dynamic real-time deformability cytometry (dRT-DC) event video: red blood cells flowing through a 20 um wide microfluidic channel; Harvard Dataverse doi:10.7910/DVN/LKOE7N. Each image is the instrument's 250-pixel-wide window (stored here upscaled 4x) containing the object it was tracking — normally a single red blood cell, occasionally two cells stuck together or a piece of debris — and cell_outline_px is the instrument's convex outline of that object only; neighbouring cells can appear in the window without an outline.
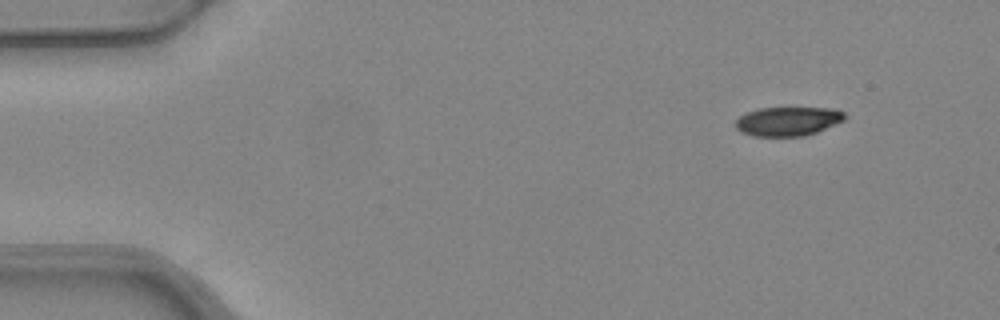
{"species": "common noctule bat (a hibernating species)", "species_latin": "Nyctalus noctula", "temperature_condition": "warm", "stored_images_in_passage": 4, "camera_frame_rate_fps": 3000, "um_per_image_px": 0.085, "animal": {"sex": "female", "body_mass_g": 24.6, "forearm_length_mm": 56.2}, "frame": {"image": 1, "passage_image": 2, "time_ms": 0.333, "image_size_px": [1000, 320], "cell_outline_px": [[848, 116], [844, 120], [816, 132], [804, 136], [752, 136], [740, 132], [736, 128], [736, 120], [740, 116], [748, 112], [760, 108], [836, 108], [844, 112]], "centroid_in_image_um": [66.99, 10.31], "position_along_channel_um": 18.0, "area_um2": 18.5}}
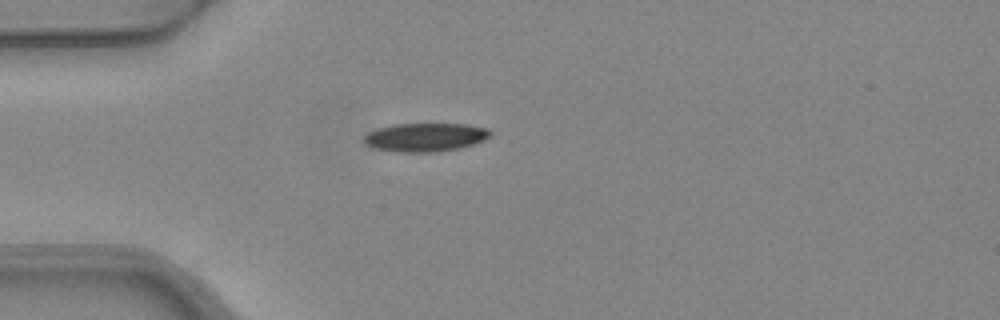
{"frame": {"image": 2, "passage_image": 4, "time_ms": 1.0, "image_size_px": [1000, 320], "cell_outline_px": [[492, 136], [484, 140], [460, 148], [436, 152], [396, 152], [372, 148], [364, 144], [364, 136], [368, 132], [380, 128], [396, 124], [464, 124], [488, 128], [492, 132]], "centroid_in_image_um": [36.16, 11.67], "position_along_channel_um": 48.8, "area_um2": 21.1}}